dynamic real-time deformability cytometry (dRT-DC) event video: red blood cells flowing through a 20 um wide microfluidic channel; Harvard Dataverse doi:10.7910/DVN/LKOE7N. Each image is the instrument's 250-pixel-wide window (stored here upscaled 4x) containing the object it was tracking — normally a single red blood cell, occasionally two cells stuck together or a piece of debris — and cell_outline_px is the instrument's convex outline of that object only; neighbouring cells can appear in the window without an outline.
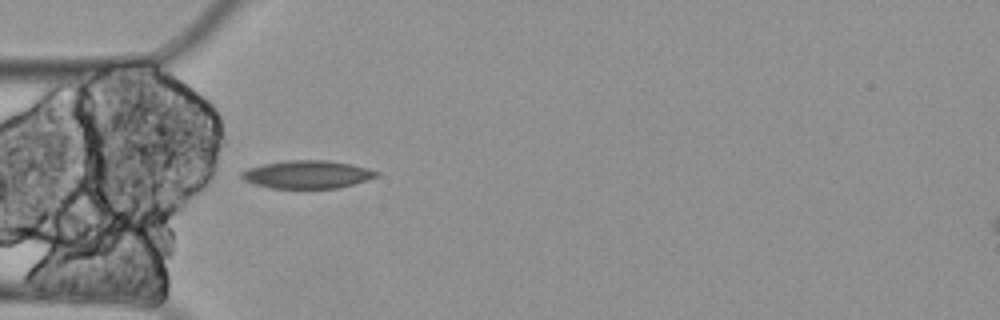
{"species": "Egyptian fruit bat (a non-hibernating species)", "species_latin": "Rousettus aegyptiacus", "temperature_condition": "cold", "stored_images_in_passage": 1, "camera_frame_rate_fps": 3000, "um_per_image_px": 0.085, "animal": {"sex": "female"}, "frame": {"image": 1, "passage_image": 1, "time_ms": 0.0, "image_size_px": [1000, 320], "cell_outline_px": [[380, 176], [352, 184], [336, 188], [268, 188], [252, 184], [244, 180], [240, 176], [240, 172], [248, 168], [264, 164], [284, 160], [328, 160], [352, 164], [368, 168], [380, 172]], "centroid_in_image_um": [26.1, 14.82], "position_along_channel_um": 58.9, "area_um2": 22.14}}